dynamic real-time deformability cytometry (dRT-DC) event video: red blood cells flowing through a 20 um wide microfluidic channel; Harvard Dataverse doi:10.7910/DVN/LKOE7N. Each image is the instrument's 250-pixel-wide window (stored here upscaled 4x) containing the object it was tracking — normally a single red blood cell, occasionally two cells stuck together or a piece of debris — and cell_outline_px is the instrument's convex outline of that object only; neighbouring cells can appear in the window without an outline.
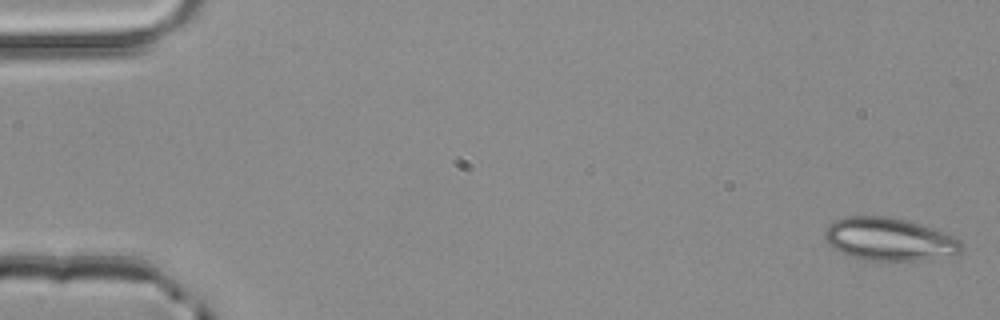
{"species": "common noctule bat (a hibernating species)", "species_latin": "Nyctalus noctula", "temperature_condition": "room temperature", "stored_images_in_passage": 4, "camera_frame_rate_fps": 3000, "um_per_image_px": 0.085, "animal": {"sex": "male", "body_mass_g": 20.4}, "frame": {"image": 1, "passage_image": 1, "time_ms": 0.0, "image_size_px": [1000, 320], "cell_outline_px": [[964, 248], [960, 252], [924, 260], [864, 260], [840, 252], [828, 244], [824, 236], [824, 232], [828, 224], [832, 220], [848, 216], [888, 216], [904, 220], [952, 236], [960, 240], [964, 244]], "centroid_in_image_um": [75.51, 20.33], "position_along_channel_um": 9.5, "area_um2": 33.7}}